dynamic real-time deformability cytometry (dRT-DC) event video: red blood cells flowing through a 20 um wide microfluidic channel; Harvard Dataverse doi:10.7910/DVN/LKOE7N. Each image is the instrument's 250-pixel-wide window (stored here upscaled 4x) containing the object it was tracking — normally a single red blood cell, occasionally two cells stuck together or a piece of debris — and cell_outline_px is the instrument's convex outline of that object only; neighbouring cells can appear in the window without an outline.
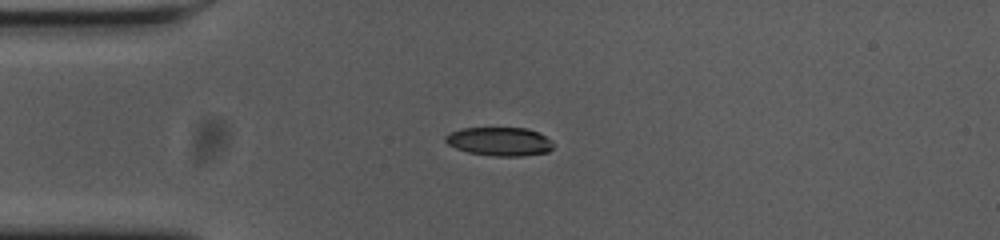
{"species": "common noctule bat (a hibernating species)", "species_latin": "Nyctalus noctula", "temperature_condition": "cold", "stored_images_in_passage": 43, "camera_frame_rate_fps": 3000, "um_per_image_px": 0.085, "animal": {"sex": "female", "body_mass_g": 23.0, "forearm_length_mm": 53.4}, "frame": {"image": 1, "passage_image": 1, "time_ms": 0.0, "image_size_px": [1000, 240], "cell_outline_px": [[552, 148], [548, 152], [524, 156], [496, 156], [468, 152], [456, 148], [448, 144], [444, 140], [444, 136], [448, 132], [460, 128], [528, 128], [544, 136], [552, 144]], "centroid_in_image_um": [42.4, 12.02], "position_along_channel_um": 42.6, "area_um2": 17.92}}
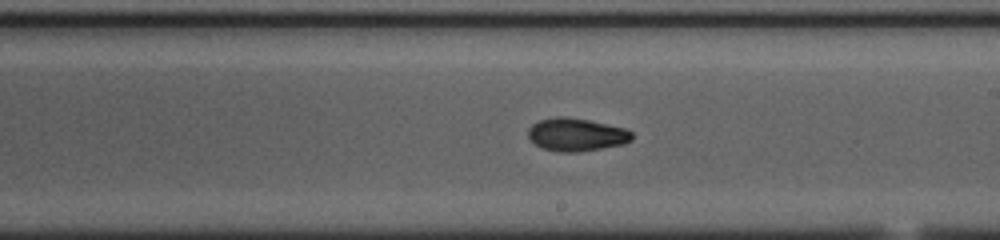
{"frame": {"image": 2, "passage_image": 19, "time_ms": 6.0, "image_size_px": [1000, 240], "cell_outline_px": [[632, 140], [624, 144], [576, 152], [560, 152], [540, 148], [528, 136], [528, 128], [532, 124], [540, 120], [556, 116], [564, 116], [588, 120], [624, 128], [632, 132]], "centroid_in_image_um": [48.97, 11.44], "position_along_channel_um": 240.0, "area_um2": 19.83}}
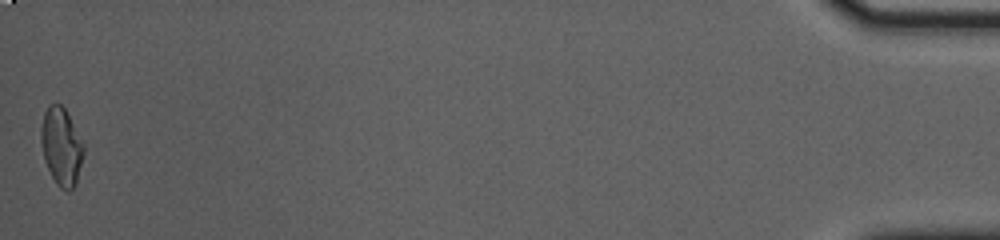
{"frame": {"image": 3, "passage_image": 43, "time_ms": 14.0, "image_size_px": [1000, 240], "cell_outline_px": [[84, 152], [76, 184], [68, 192], [60, 188], [56, 184], [44, 160], [40, 140], [40, 128], [44, 112], [48, 104], [60, 104], [64, 108], [84, 144]], "centroid_in_image_um": [5.2, 12.46], "position_along_channel_um": 430.0, "area_um2": 19.31}, "authors_computed_cell_mechanics": {"area_um2": 19.363, "velocity_mm_per_s": 3.6384, "shape_relaxation_time_tau1_ms": 7.8526, "shape_relaxation_time_tau2_ms": 4.5639, "deformation_change_tau1": 0.1951, "deformation_change_tau2": 0.0878}}